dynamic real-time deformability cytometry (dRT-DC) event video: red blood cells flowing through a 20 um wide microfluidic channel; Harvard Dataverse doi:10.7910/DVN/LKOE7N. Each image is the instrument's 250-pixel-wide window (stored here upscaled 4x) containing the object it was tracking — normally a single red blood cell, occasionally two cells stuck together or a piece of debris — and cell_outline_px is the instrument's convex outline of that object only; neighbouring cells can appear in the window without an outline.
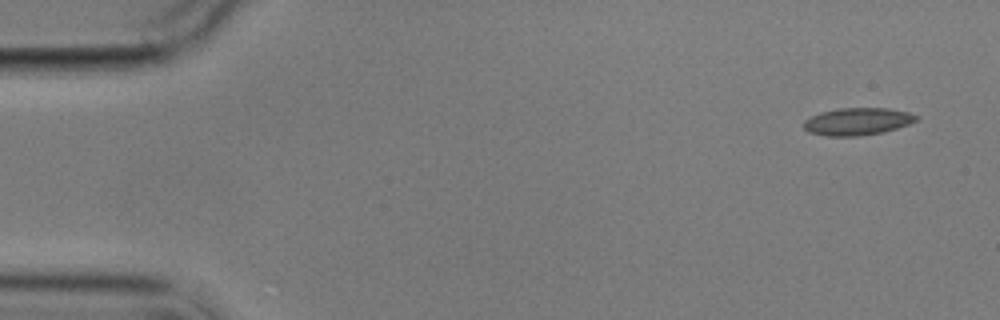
{"species": "common noctule bat (a hibernating species)", "species_latin": "Nyctalus noctula", "temperature_condition": "cold", "stored_images_in_passage": 4, "camera_frame_rate_fps": 3000, "um_per_image_px": 0.085, "animal": {"sex": "male", "body_mass_g": 17.9}, "frame": {"image": 1, "passage_image": 1, "time_ms": 0.0, "image_size_px": [1000, 320], "cell_outline_px": [[920, 116], [916, 120], [908, 124], [884, 132], [860, 136], [828, 136], [808, 132], [804, 128], [804, 120], [820, 112], [840, 108], [888, 108], [908, 112]], "centroid_in_image_um": [72.88, 10.32], "position_along_channel_um": 12.1, "area_um2": 17.92}}
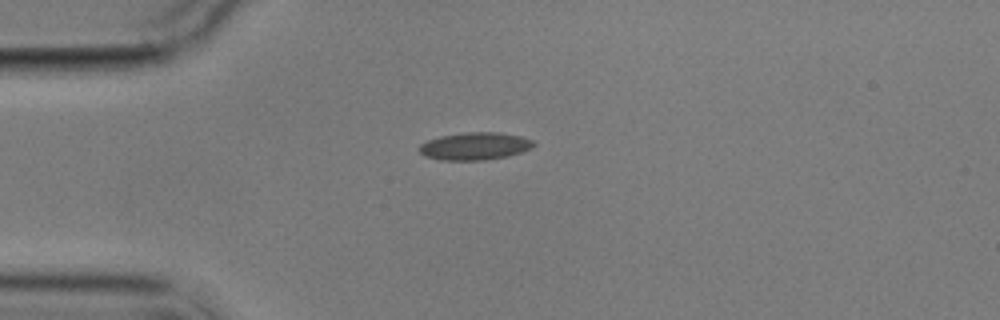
{"frame": {"image": 2, "passage_image": 4, "time_ms": 3.667, "image_size_px": [1000, 320], "cell_outline_px": [[536, 144], [532, 148], [508, 156], [484, 160], [440, 160], [424, 156], [420, 152], [420, 144], [428, 140], [440, 136], [464, 132], [496, 132], [520, 136], [532, 140]], "centroid_in_image_um": [40.36, 12.42], "position_along_channel_um": 44.6, "area_um2": 18.32}}